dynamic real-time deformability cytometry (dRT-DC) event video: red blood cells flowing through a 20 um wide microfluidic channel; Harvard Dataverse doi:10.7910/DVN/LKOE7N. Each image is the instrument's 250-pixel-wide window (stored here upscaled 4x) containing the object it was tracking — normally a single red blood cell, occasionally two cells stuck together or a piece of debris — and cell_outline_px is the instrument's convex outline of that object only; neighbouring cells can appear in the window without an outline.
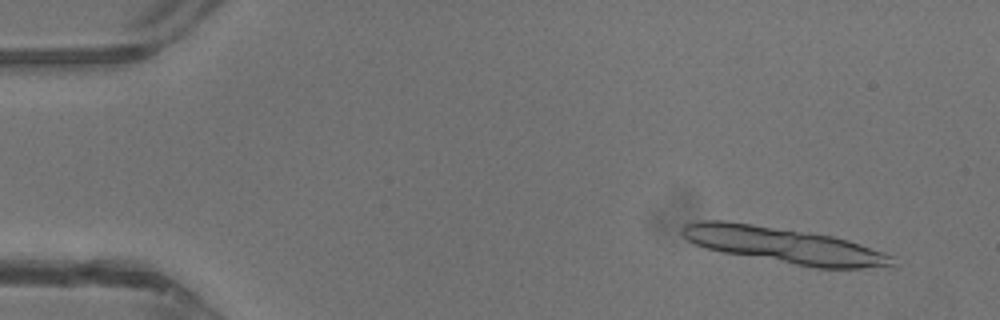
{"species": "common noctule bat (a hibernating species)", "species_latin": "Nyctalus noctula", "temperature_condition": "warm", "stored_images_in_passage": 12, "camera_frame_rate_fps": 3000, "um_per_image_px": 0.085, "animal": {"sex": "male", "body_mass_g": 13.3}, "frame": {"image": 1, "passage_image": 4, "time_ms": 1.0, "image_size_px": [1000, 320], "cell_outline_px": [[896, 268], [812, 268], [724, 252], [704, 248], [688, 240], [680, 232], [680, 228], [684, 224], [700, 220], [724, 220], [808, 232], [832, 236], [848, 240], [884, 252], [892, 256]], "centroid_in_image_um": [66.67, 20.86], "position_along_channel_um": 18.3, "area_um2": 44.1}}